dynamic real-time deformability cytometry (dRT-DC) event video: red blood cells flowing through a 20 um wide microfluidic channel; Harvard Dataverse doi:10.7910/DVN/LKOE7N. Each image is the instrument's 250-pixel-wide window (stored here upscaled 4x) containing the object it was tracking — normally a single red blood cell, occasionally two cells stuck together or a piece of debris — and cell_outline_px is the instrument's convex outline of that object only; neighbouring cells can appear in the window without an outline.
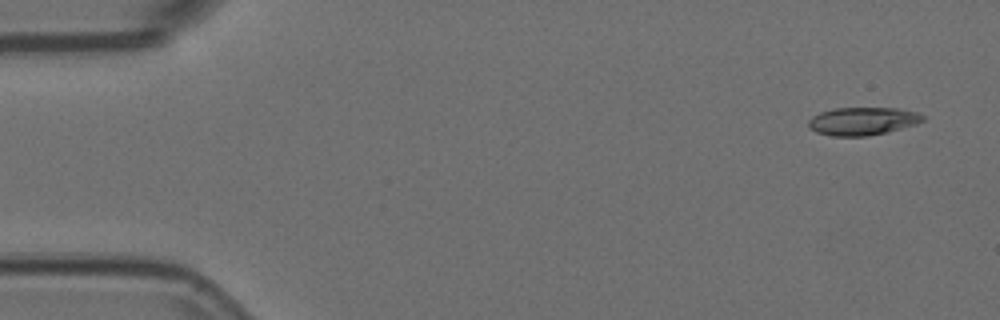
{"species": "Egyptian fruit bat (a non-hibernating species)", "species_latin": "Rousettus aegyptiacus", "temperature_condition": "room temperature", "stored_images_in_passage": 6, "camera_frame_rate_fps": 3000, "um_per_image_px": 0.085, "animal": {"sex": "female"}, "frame": {"image": 1, "passage_image": 1, "time_ms": 0.0, "image_size_px": [1000, 320], "cell_outline_px": [[924, 120], [916, 124], [888, 132], [868, 136], [832, 136], [816, 132], [808, 128], [808, 120], [812, 116], [820, 112], [832, 108], [900, 108], [916, 112], [924, 116]], "centroid_in_image_um": [73.3, 10.3], "position_along_channel_um": 11.7, "area_um2": 18.79}}
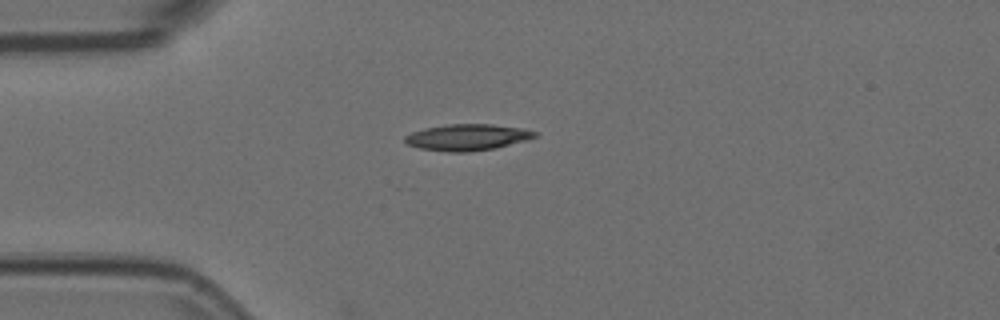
{"frame": {"image": 2, "passage_image": 4, "time_ms": 1.0, "image_size_px": [1000, 320], "cell_outline_px": [[540, 132], [536, 136], [528, 140], [496, 148], [468, 152], [448, 152], [420, 148], [408, 144], [404, 140], [404, 136], [412, 132], [424, 128], [448, 124], [492, 124], [524, 128]], "centroid_in_image_um": [39.77, 11.66], "position_along_channel_um": 45.2, "area_um2": 20.11}}
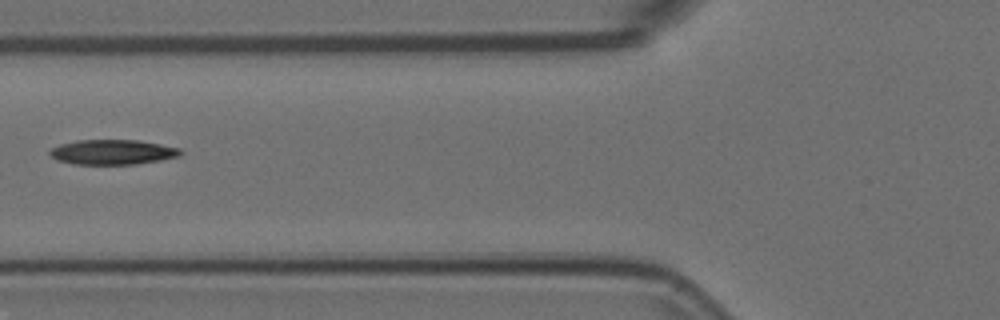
{"frame": {"image": 3, "passage_image": 6, "time_ms": 1.667, "image_size_px": [1000, 320], "cell_outline_px": [[184, 152], [180, 156], [160, 160], [136, 164], [72, 164], [56, 160], [48, 152], [52, 148], [60, 144], [76, 140], [140, 140], [180, 148]], "centroid_in_image_um": [9.58, 12.92], "position_along_channel_um": 116.2, "area_um2": 19.07}}